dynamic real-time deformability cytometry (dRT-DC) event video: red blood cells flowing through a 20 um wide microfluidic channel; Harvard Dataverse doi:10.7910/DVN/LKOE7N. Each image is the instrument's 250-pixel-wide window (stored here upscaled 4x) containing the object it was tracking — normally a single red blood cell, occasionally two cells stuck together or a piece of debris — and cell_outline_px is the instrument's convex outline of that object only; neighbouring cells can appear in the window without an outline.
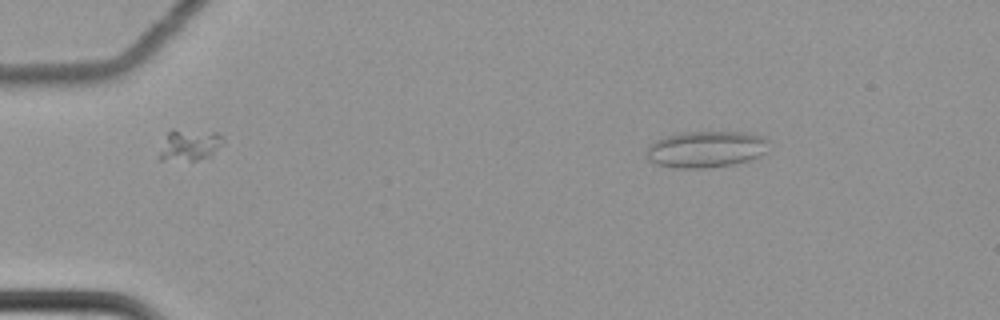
{"species": "common noctule bat (a hibernating species)", "species_latin": "Nyctalus noctula", "temperature_condition": "cold", "stored_images_in_passage": 47, "segment_of_instrument_passage": [1, 3], "camera_frame_rate_fps": 3000, "um_per_image_px": 0.085, "animal": {"sex": "female", "body_mass_g": 22.7, "forearm_length_mm": 54.2}, "frame": {"image": 1, "passage_image": 10, "time_ms": 3.0, "image_size_px": [1000, 320], "cell_outline_px": [[768, 152], [760, 156], [748, 160], [732, 164], [708, 168], [672, 168], [656, 164], [648, 160], [644, 152], [648, 144], [664, 136], [684, 132], [752, 132], [764, 136], [768, 140]], "centroid_in_image_um": [60.0, 12.68], "position_along_channel_um": 25.0, "area_um2": 26.59}}